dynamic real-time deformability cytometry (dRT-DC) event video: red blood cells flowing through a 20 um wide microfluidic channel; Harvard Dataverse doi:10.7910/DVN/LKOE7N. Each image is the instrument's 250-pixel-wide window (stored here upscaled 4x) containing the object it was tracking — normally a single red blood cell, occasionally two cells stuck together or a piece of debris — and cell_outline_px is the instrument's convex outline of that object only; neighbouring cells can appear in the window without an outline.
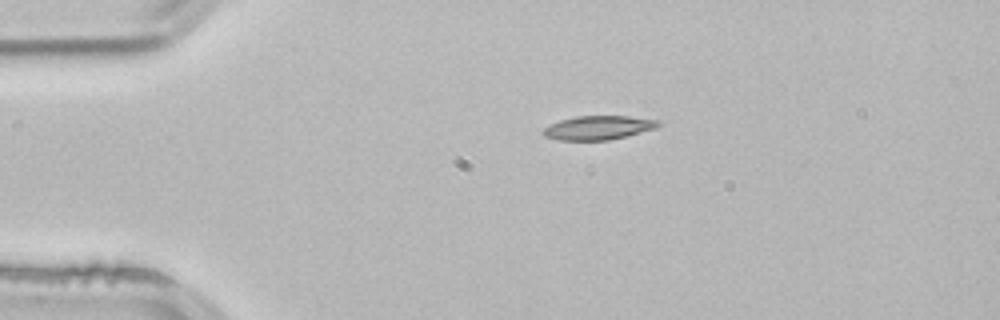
{"species": "common noctule bat (a hibernating species)", "species_latin": "Nyctalus noctula", "temperature_condition": "room temperature", "stored_images_in_passage": 2, "camera_frame_rate_fps": 3000, "um_per_image_px": 0.085, "animal": {"sex": "male", "body_mass_g": 21.5, "forearm_length_mm": 52.0}, "frame": {"image": 1, "passage_image": 1, "time_ms": 0.0, "image_size_px": [1000, 320], "cell_outline_px": [[664, 124], [656, 128], [608, 140], [556, 140], [544, 136], [540, 132], [544, 128], [560, 120], [576, 116], [628, 116], [660, 120]], "centroid_in_image_um": [50.86, 10.85], "position_along_channel_um": 34.1, "area_um2": 16.07}}
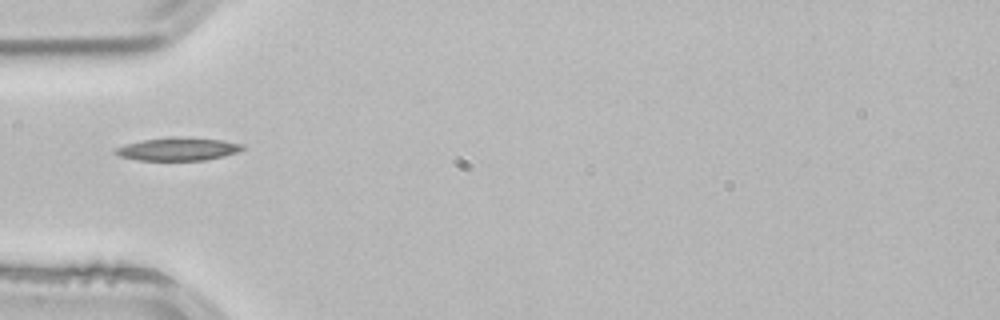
{"frame": {"image": 2, "passage_image": 2, "time_ms": 0.333, "image_size_px": [1000, 320], "cell_outline_px": [[248, 148], [224, 156], [204, 160], [136, 160], [120, 156], [112, 152], [116, 148], [128, 144], [144, 140], [176, 136], [184, 136], [224, 140], [244, 144]], "centroid_in_image_um": [15.2, 12.66], "position_along_channel_um": 69.8, "area_um2": 17.17}}